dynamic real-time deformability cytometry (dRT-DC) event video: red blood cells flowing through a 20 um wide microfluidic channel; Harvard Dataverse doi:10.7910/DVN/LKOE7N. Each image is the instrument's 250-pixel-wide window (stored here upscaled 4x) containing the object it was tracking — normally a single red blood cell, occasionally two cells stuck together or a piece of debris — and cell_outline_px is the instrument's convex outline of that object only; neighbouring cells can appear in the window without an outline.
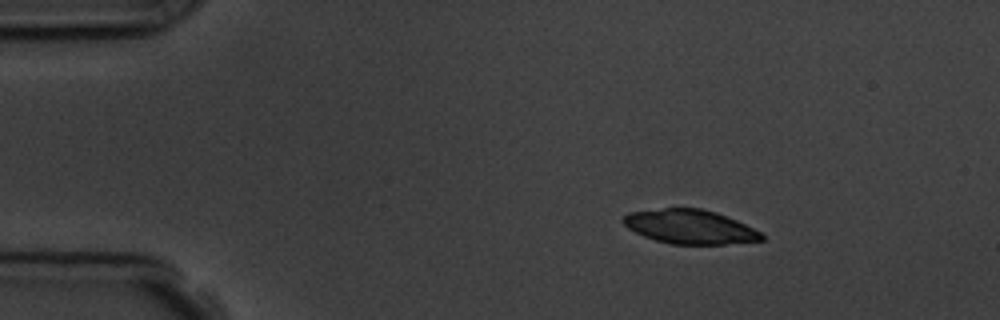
{"species": "common noctule bat (a hibernating species)", "species_latin": "Nyctalus noctula", "temperature_condition": "room temperature", "stored_images_in_passage": 5, "camera_frame_rate_fps": 3000, "um_per_image_px": 0.085, "animal": {"sex": "male", "body_mass_g": 19.5, "forearm_length_mm": 54.6}, "frame": {"image": 1, "passage_image": 3, "time_ms": 2.333, "image_size_px": [1000, 320], "cell_outline_px": [[764, 240], [724, 244], [672, 244], [656, 240], [644, 236], [628, 228], [620, 220], [628, 212], [664, 208], [700, 208], [716, 212], [736, 220], [760, 232], [764, 236]], "centroid_in_image_um": [58.62, 19.27], "position_along_channel_um": 26.4, "area_um2": 27.34}}